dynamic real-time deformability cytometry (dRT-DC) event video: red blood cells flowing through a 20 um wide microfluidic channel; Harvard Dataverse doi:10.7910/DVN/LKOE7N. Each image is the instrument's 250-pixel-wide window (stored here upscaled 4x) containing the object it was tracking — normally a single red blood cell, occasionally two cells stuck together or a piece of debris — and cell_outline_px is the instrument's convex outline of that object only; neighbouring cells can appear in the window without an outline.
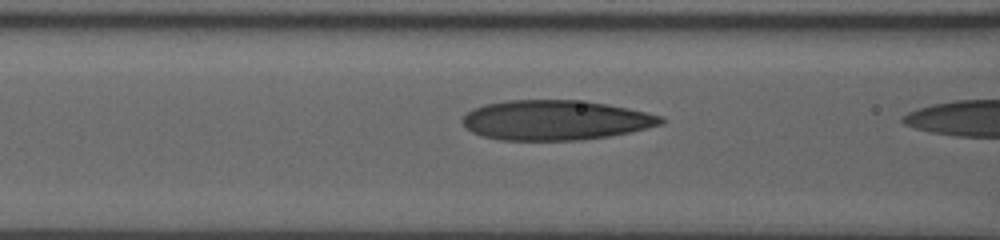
{"species": "human", "species_latin": "Homo sapiens", "temperature_condition": "room temperature", "stored_images_in_passage": 29, "camera_frame_rate_fps": 3000, "um_per_image_px": 0.085, "donor": {"sex": "male"}, "frame": {"image": 1, "passage_image": 22, "time_ms": 6.667, "image_size_px": [1000, 240], "cell_outline_px": [[664, 124], [628, 132], [608, 136], [580, 140], [500, 140], [484, 136], [472, 132], [460, 120], [472, 108], [484, 104], [508, 100], [576, 100], [604, 104], [628, 108], [660, 116], [664, 120]], "centroid_in_image_um": [47.17, 10.21], "position_along_channel_um": 119.4, "area_um2": 45.78}}
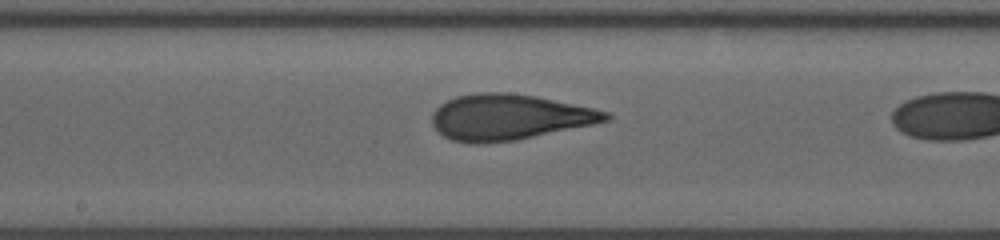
{"frame": {"image": 2, "passage_image": 28, "time_ms": 9.0, "image_size_px": [1000, 240], "cell_outline_px": [[612, 116], [608, 120], [592, 124], [516, 140], [484, 144], [472, 144], [452, 140], [444, 136], [432, 124], [432, 112], [440, 104], [456, 96], [476, 92], [508, 92], [536, 96], [592, 108], [608, 112]], "centroid_in_image_um": [43.22, 9.95], "position_along_channel_um": 205.0, "area_um2": 46.12}}